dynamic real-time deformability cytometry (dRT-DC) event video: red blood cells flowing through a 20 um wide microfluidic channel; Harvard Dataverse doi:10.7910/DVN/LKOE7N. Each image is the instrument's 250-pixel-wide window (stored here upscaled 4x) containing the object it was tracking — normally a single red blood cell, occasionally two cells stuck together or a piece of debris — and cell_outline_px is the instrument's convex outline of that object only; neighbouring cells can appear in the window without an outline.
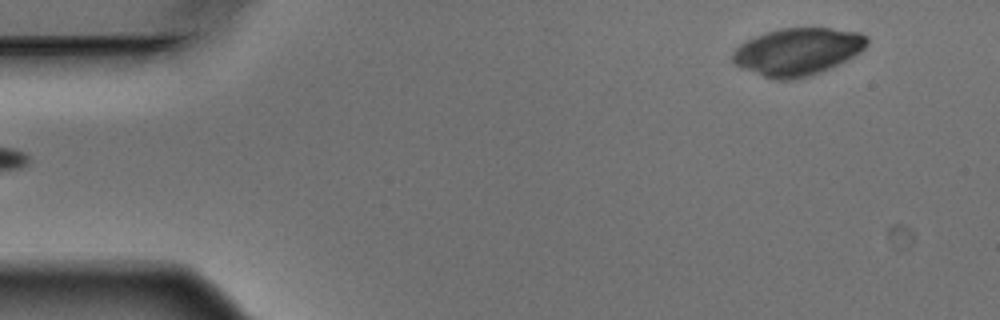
{"species": "Egyptian fruit bat (a non-hibernating species)", "species_latin": "Rousettus aegyptiacus", "temperature_condition": "warm", "stored_images_in_passage": 5, "segment_of_instrument_passage": [2, 2], "camera_frame_rate_fps": 3000, "um_per_image_px": 0.085, "animal": {"sex": "male"}, "frame": {"image": 1, "passage_image": 5, "time_ms": 1.333, "image_size_px": [1000, 320], "cell_outline_px": [[868, 44], [860, 52], [820, 72], [808, 76], [788, 80], [776, 80], [764, 76], [732, 64], [732, 52], [740, 44], [756, 36], [780, 28], [832, 28], [860, 32], [868, 36]], "centroid_in_image_um": [67.79, 4.38], "position_along_channel_um": 17.2, "area_um2": 36.76}}